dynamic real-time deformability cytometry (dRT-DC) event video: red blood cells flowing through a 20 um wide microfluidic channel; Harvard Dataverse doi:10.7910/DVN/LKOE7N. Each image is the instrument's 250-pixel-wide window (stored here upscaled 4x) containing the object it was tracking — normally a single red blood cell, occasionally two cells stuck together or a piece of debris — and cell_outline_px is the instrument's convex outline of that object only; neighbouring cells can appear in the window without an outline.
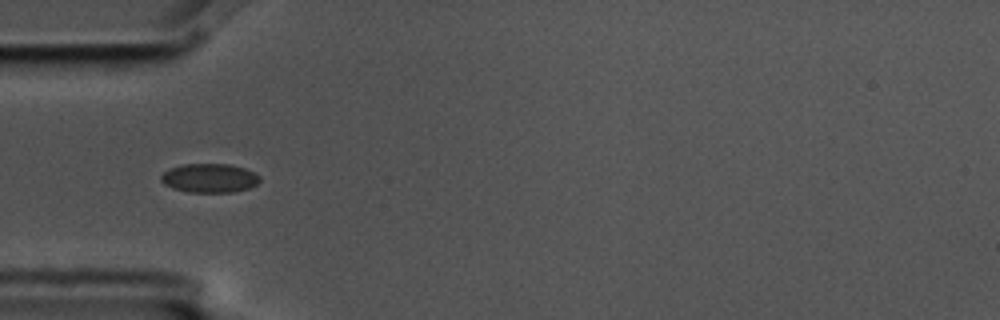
{"species": "common noctule bat (a hibernating species)", "species_latin": "Nyctalus noctula", "temperature_condition": "cold", "stored_images_in_passage": 6, "camera_frame_rate_fps": 3000, "um_per_image_px": 0.085, "animal": {"sex": "male", "body_mass_g": 17.5, "forearm_length_mm": 52.3}, "frame": {"image": 1, "passage_image": 1, "time_ms": 0.0, "image_size_px": [1000, 320], "cell_outline_px": [[260, 180], [256, 184], [248, 188], [232, 192], [188, 192], [172, 188], [164, 184], [160, 180], [160, 176], [168, 168], [184, 164], [228, 164], [244, 168], [260, 176]], "centroid_in_image_um": [17.76, 15.13], "position_along_channel_um": 67.2, "area_um2": 16.65}}